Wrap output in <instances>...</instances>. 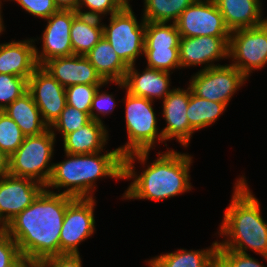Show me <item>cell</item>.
Listing matches in <instances>:
<instances>
[{"label": "cell", "instance_id": "obj_1", "mask_svg": "<svg viewBox=\"0 0 267 267\" xmlns=\"http://www.w3.org/2000/svg\"><path fill=\"white\" fill-rule=\"evenodd\" d=\"M74 197L43 189L30 206L3 228L19 252L35 265L60 255V232L67 205Z\"/></svg>", "mask_w": 267, "mask_h": 267}, {"label": "cell", "instance_id": "obj_2", "mask_svg": "<svg viewBox=\"0 0 267 267\" xmlns=\"http://www.w3.org/2000/svg\"><path fill=\"white\" fill-rule=\"evenodd\" d=\"M150 151L134 152L124 156L123 179H129L130 186L125 190L124 199H146L161 201L184 194L191 190L190 168L192 156L175 149L167 148L166 152H158V157L143 169L141 174L135 171V160L142 165L147 163Z\"/></svg>", "mask_w": 267, "mask_h": 267}, {"label": "cell", "instance_id": "obj_3", "mask_svg": "<svg viewBox=\"0 0 267 267\" xmlns=\"http://www.w3.org/2000/svg\"><path fill=\"white\" fill-rule=\"evenodd\" d=\"M236 180L231 202L219 225L218 235L225 239L218 242L217 250L248 254L247 249H251L267 260V222L262 217L261 204L249 189L245 176Z\"/></svg>", "mask_w": 267, "mask_h": 267}, {"label": "cell", "instance_id": "obj_4", "mask_svg": "<svg viewBox=\"0 0 267 267\" xmlns=\"http://www.w3.org/2000/svg\"><path fill=\"white\" fill-rule=\"evenodd\" d=\"M90 154H69L59 163L53 162V169L45 189L74 198H94L98 178L123 179L124 156L118 148ZM102 152H104L102 154ZM65 188L63 192H60ZM67 189V190H66Z\"/></svg>", "mask_w": 267, "mask_h": 267}, {"label": "cell", "instance_id": "obj_5", "mask_svg": "<svg viewBox=\"0 0 267 267\" xmlns=\"http://www.w3.org/2000/svg\"><path fill=\"white\" fill-rule=\"evenodd\" d=\"M125 94L122 100H125L128 142L118 147V150L123 156L134 152L150 151L155 148L157 142H164L163 134L159 132L157 126V117L153 109L154 102L131 95L128 91Z\"/></svg>", "mask_w": 267, "mask_h": 267}, {"label": "cell", "instance_id": "obj_6", "mask_svg": "<svg viewBox=\"0 0 267 267\" xmlns=\"http://www.w3.org/2000/svg\"><path fill=\"white\" fill-rule=\"evenodd\" d=\"M55 142L50 128L39 135L25 136L20 147L9 157V174L30 178L46 186L53 169Z\"/></svg>", "mask_w": 267, "mask_h": 267}, {"label": "cell", "instance_id": "obj_7", "mask_svg": "<svg viewBox=\"0 0 267 267\" xmlns=\"http://www.w3.org/2000/svg\"><path fill=\"white\" fill-rule=\"evenodd\" d=\"M141 19L139 23L131 5H126L110 16L108 25L103 24V36L128 67L144 55L146 21Z\"/></svg>", "mask_w": 267, "mask_h": 267}, {"label": "cell", "instance_id": "obj_8", "mask_svg": "<svg viewBox=\"0 0 267 267\" xmlns=\"http://www.w3.org/2000/svg\"><path fill=\"white\" fill-rule=\"evenodd\" d=\"M189 87L191 92L203 99L229 105L233 95L239 91L248 79L231 64L200 69L191 75Z\"/></svg>", "mask_w": 267, "mask_h": 267}, {"label": "cell", "instance_id": "obj_9", "mask_svg": "<svg viewBox=\"0 0 267 267\" xmlns=\"http://www.w3.org/2000/svg\"><path fill=\"white\" fill-rule=\"evenodd\" d=\"M229 58L247 78L267 65V25L231 31Z\"/></svg>", "mask_w": 267, "mask_h": 267}, {"label": "cell", "instance_id": "obj_10", "mask_svg": "<svg viewBox=\"0 0 267 267\" xmlns=\"http://www.w3.org/2000/svg\"><path fill=\"white\" fill-rule=\"evenodd\" d=\"M94 198H74L66 208L61 232L60 254H80L78 247L95 232Z\"/></svg>", "mask_w": 267, "mask_h": 267}, {"label": "cell", "instance_id": "obj_11", "mask_svg": "<svg viewBox=\"0 0 267 267\" xmlns=\"http://www.w3.org/2000/svg\"><path fill=\"white\" fill-rule=\"evenodd\" d=\"M175 25L181 37H230L214 0H195L179 16Z\"/></svg>", "mask_w": 267, "mask_h": 267}, {"label": "cell", "instance_id": "obj_12", "mask_svg": "<svg viewBox=\"0 0 267 267\" xmlns=\"http://www.w3.org/2000/svg\"><path fill=\"white\" fill-rule=\"evenodd\" d=\"M44 188L33 179L9 173L0 178V228L30 206Z\"/></svg>", "mask_w": 267, "mask_h": 267}, {"label": "cell", "instance_id": "obj_13", "mask_svg": "<svg viewBox=\"0 0 267 267\" xmlns=\"http://www.w3.org/2000/svg\"><path fill=\"white\" fill-rule=\"evenodd\" d=\"M28 91L50 128L67 104L65 88L39 66L28 79Z\"/></svg>", "mask_w": 267, "mask_h": 267}, {"label": "cell", "instance_id": "obj_14", "mask_svg": "<svg viewBox=\"0 0 267 267\" xmlns=\"http://www.w3.org/2000/svg\"><path fill=\"white\" fill-rule=\"evenodd\" d=\"M77 14L78 12L73 10H58L46 19L47 25L40 39L42 50L39 51L35 46V56L39 66L53 58L73 55L70 29Z\"/></svg>", "mask_w": 267, "mask_h": 267}, {"label": "cell", "instance_id": "obj_15", "mask_svg": "<svg viewBox=\"0 0 267 267\" xmlns=\"http://www.w3.org/2000/svg\"><path fill=\"white\" fill-rule=\"evenodd\" d=\"M229 39L230 37L217 36L181 37L179 43L181 69L204 65L202 70H206L220 66L214 63L220 59H229Z\"/></svg>", "mask_w": 267, "mask_h": 267}, {"label": "cell", "instance_id": "obj_16", "mask_svg": "<svg viewBox=\"0 0 267 267\" xmlns=\"http://www.w3.org/2000/svg\"><path fill=\"white\" fill-rule=\"evenodd\" d=\"M189 100V86L187 89L173 88L168 96L162 100V116L167 124L161 130L165 146H167L166 141L174 139L183 147L189 146L192 134L195 133L187 119Z\"/></svg>", "mask_w": 267, "mask_h": 267}, {"label": "cell", "instance_id": "obj_17", "mask_svg": "<svg viewBox=\"0 0 267 267\" xmlns=\"http://www.w3.org/2000/svg\"><path fill=\"white\" fill-rule=\"evenodd\" d=\"M64 88L75 84L104 85L106 82L84 55L57 57L42 66Z\"/></svg>", "mask_w": 267, "mask_h": 267}, {"label": "cell", "instance_id": "obj_18", "mask_svg": "<svg viewBox=\"0 0 267 267\" xmlns=\"http://www.w3.org/2000/svg\"><path fill=\"white\" fill-rule=\"evenodd\" d=\"M135 65L128 67L123 82H115L121 89H125L131 95L143 97L154 101L164 99L173 90L170 89V72L146 68L138 72Z\"/></svg>", "mask_w": 267, "mask_h": 267}, {"label": "cell", "instance_id": "obj_19", "mask_svg": "<svg viewBox=\"0 0 267 267\" xmlns=\"http://www.w3.org/2000/svg\"><path fill=\"white\" fill-rule=\"evenodd\" d=\"M35 41L36 38H30L0 43V73L28 80L39 67L35 56Z\"/></svg>", "mask_w": 267, "mask_h": 267}, {"label": "cell", "instance_id": "obj_20", "mask_svg": "<svg viewBox=\"0 0 267 267\" xmlns=\"http://www.w3.org/2000/svg\"><path fill=\"white\" fill-rule=\"evenodd\" d=\"M214 2L230 32L257 27L265 22L260 0H214Z\"/></svg>", "mask_w": 267, "mask_h": 267}, {"label": "cell", "instance_id": "obj_21", "mask_svg": "<svg viewBox=\"0 0 267 267\" xmlns=\"http://www.w3.org/2000/svg\"><path fill=\"white\" fill-rule=\"evenodd\" d=\"M104 123L91 120L85 126L63 138L64 152L69 154H90L104 151L108 143V130Z\"/></svg>", "mask_w": 267, "mask_h": 267}, {"label": "cell", "instance_id": "obj_22", "mask_svg": "<svg viewBox=\"0 0 267 267\" xmlns=\"http://www.w3.org/2000/svg\"><path fill=\"white\" fill-rule=\"evenodd\" d=\"M84 56L95 67L97 73L105 82L124 81L128 66L121 60L104 36Z\"/></svg>", "mask_w": 267, "mask_h": 267}, {"label": "cell", "instance_id": "obj_23", "mask_svg": "<svg viewBox=\"0 0 267 267\" xmlns=\"http://www.w3.org/2000/svg\"><path fill=\"white\" fill-rule=\"evenodd\" d=\"M3 111L15 121L25 136L39 135L49 129L28 90Z\"/></svg>", "mask_w": 267, "mask_h": 267}, {"label": "cell", "instance_id": "obj_24", "mask_svg": "<svg viewBox=\"0 0 267 267\" xmlns=\"http://www.w3.org/2000/svg\"><path fill=\"white\" fill-rule=\"evenodd\" d=\"M218 241L211 247L199 250L178 249L171 253L160 254L149 259V267H214V257Z\"/></svg>", "mask_w": 267, "mask_h": 267}, {"label": "cell", "instance_id": "obj_25", "mask_svg": "<svg viewBox=\"0 0 267 267\" xmlns=\"http://www.w3.org/2000/svg\"><path fill=\"white\" fill-rule=\"evenodd\" d=\"M102 19L77 14L72 22L70 38L73 54H87L103 37Z\"/></svg>", "mask_w": 267, "mask_h": 267}, {"label": "cell", "instance_id": "obj_26", "mask_svg": "<svg viewBox=\"0 0 267 267\" xmlns=\"http://www.w3.org/2000/svg\"><path fill=\"white\" fill-rule=\"evenodd\" d=\"M226 108V104L200 98L194 95L190 89V100L187 108L189 125L194 131L210 127L226 111Z\"/></svg>", "mask_w": 267, "mask_h": 267}, {"label": "cell", "instance_id": "obj_27", "mask_svg": "<svg viewBox=\"0 0 267 267\" xmlns=\"http://www.w3.org/2000/svg\"><path fill=\"white\" fill-rule=\"evenodd\" d=\"M195 0H144L143 19L148 22L175 23Z\"/></svg>", "mask_w": 267, "mask_h": 267}, {"label": "cell", "instance_id": "obj_28", "mask_svg": "<svg viewBox=\"0 0 267 267\" xmlns=\"http://www.w3.org/2000/svg\"><path fill=\"white\" fill-rule=\"evenodd\" d=\"M180 39L175 23L146 21L144 48H179Z\"/></svg>", "mask_w": 267, "mask_h": 267}, {"label": "cell", "instance_id": "obj_29", "mask_svg": "<svg viewBox=\"0 0 267 267\" xmlns=\"http://www.w3.org/2000/svg\"><path fill=\"white\" fill-rule=\"evenodd\" d=\"M147 67L171 72L181 69L179 48H144Z\"/></svg>", "mask_w": 267, "mask_h": 267}, {"label": "cell", "instance_id": "obj_30", "mask_svg": "<svg viewBox=\"0 0 267 267\" xmlns=\"http://www.w3.org/2000/svg\"><path fill=\"white\" fill-rule=\"evenodd\" d=\"M25 135L4 111H0V150L9 157L23 143Z\"/></svg>", "mask_w": 267, "mask_h": 267}, {"label": "cell", "instance_id": "obj_31", "mask_svg": "<svg viewBox=\"0 0 267 267\" xmlns=\"http://www.w3.org/2000/svg\"><path fill=\"white\" fill-rule=\"evenodd\" d=\"M90 121L91 118L87 113L66 104L60 117L54 122L50 129L55 137L57 135L56 132L58 131V133L60 132L62 135V138H64L67 134L85 126Z\"/></svg>", "mask_w": 267, "mask_h": 267}, {"label": "cell", "instance_id": "obj_32", "mask_svg": "<svg viewBox=\"0 0 267 267\" xmlns=\"http://www.w3.org/2000/svg\"><path fill=\"white\" fill-rule=\"evenodd\" d=\"M28 90V80L20 76L0 73V111Z\"/></svg>", "mask_w": 267, "mask_h": 267}, {"label": "cell", "instance_id": "obj_33", "mask_svg": "<svg viewBox=\"0 0 267 267\" xmlns=\"http://www.w3.org/2000/svg\"><path fill=\"white\" fill-rule=\"evenodd\" d=\"M75 84L65 88L67 105L87 113L90 116L92 100L99 87L107 85Z\"/></svg>", "mask_w": 267, "mask_h": 267}, {"label": "cell", "instance_id": "obj_34", "mask_svg": "<svg viewBox=\"0 0 267 267\" xmlns=\"http://www.w3.org/2000/svg\"><path fill=\"white\" fill-rule=\"evenodd\" d=\"M126 4L122 0H80L78 14L101 18L121 11ZM83 7L87 10L83 12Z\"/></svg>", "mask_w": 267, "mask_h": 267}, {"label": "cell", "instance_id": "obj_35", "mask_svg": "<svg viewBox=\"0 0 267 267\" xmlns=\"http://www.w3.org/2000/svg\"><path fill=\"white\" fill-rule=\"evenodd\" d=\"M214 267H265L249 254L233 250H216Z\"/></svg>", "mask_w": 267, "mask_h": 267}, {"label": "cell", "instance_id": "obj_36", "mask_svg": "<svg viewBox=\"0 0 267 267\" xmlns=\"http://www.w3.org/2000/svg\"><path fill=\"white\" fill-rule=\"evenodd\" d=\"M101 87L95 93V96L92 100L91 109H90V118L91 120L98 121L103 123L101 115H109L114 111L116 106V100L113 97V94H109L106 91H100ZM101 114V115H100Z\"/></svg>", "mask_w": 267, "mask_h": 267}, {"label": "cell", "instance_id": "obj_37", "mask_svg": "<svg viewBox=\"0 0 267 267\" xmlns=\"http://www.w3.org/2000/svg\"><path fill=\"white\" fill-rule=\"evenodd\" d=\"M14 1L20 5L26 12L31 15L48 19L52 14L58 11V8L54 4L53 0H7Z\"/></svg>", "mask_w": 267, "mask_h": 267}, {"label": "cell", "instance_id": "obj_38", "mask_svg": "<svg viewBox=\"0 0 267 267\" xmlns=\"http://www.w3.org/2000/svg\"><path fill=\"white\" fill-rule=\"evenodd\" d=\"M19 254L16 242L3 228H0V267L9 265Z\"/></svg>", "mask_w": 267, "mask_h": 267}, {"label": "cell", "instance_id": "obj_39", "mask_svg": "<svg viewBox=\"0 0 267 267\" xmlns=\"http://www.w3.org/2000/svg\"><path fill=\"white\" fill-rule=\"evenodd\" d=\"M41 267H83L80 254H60L47 258Z\"/></svg>", "mask_w": 267, "mask_h": 267}, {"label": "cell", "instance_id": "obj_40", "mask_svg": "<svg viewBox=\"0 0 267 267\" xmlns=\"http://www.w3.org/2000/svg\"><path fill=\"white\" fill-rule=\"evenodd\" d=\"M58 10L78 11L80 0H53Z\"/></svg>", "mask_w": 267, "mask_h": 267}, {"label": "cell", "instance_id": "obj_41", "mask_svg": "<svg viewBox=\"0 0 267 267\" xmlns=\"http://www.w3.org/2000/svg\"><path fill=\"white\" fill-rule=\"evenodd\" d=\"M35 264L21 253L5 267H34Z\"/></svg>", "mask_w": 267, "mask_h": 267}, {"label": "cell", "instance_id": "obj_42", "mask_svg": "<svg viewBox=\"0 0 267 267\" xmlns=\"http://www.w3.org/2000/svg\"><path fill=\"white\" fill-rule=\"evenodd\" d=\"M9 173V156L0 150V178Z\"/></svg>", "mask_w": 267, "mask_h": 267}, {"label": "cell", "instance_id": "obj_43", "mask_svg": "<svg viewBox=\"0 0 267 267\" xmlns=\"http://www.w3.org/2000/svg\"><path fill=\"white\" fill-rule=\"evenodd\" d=\"M2 2H0V35H1V33L3 32V31H5V26H4V24H3V15H1L2 14Z\"/></svg>", "mask_w": 267, "mask_h": 267}, {"label": "cell", "instance_id": "obj_44", "mask_svg": "<svg viewBox=\"0 0 267 267\" xmlns=\"http://www.w3.org/2000/svg\"><path fill=\"white\" fill-rule=\"evenodd\" d=\"M126 5H130L129 1L130 0H122Z\"/></svg>", "mask_w": 267, "mask_h": 267}]
</instances>
